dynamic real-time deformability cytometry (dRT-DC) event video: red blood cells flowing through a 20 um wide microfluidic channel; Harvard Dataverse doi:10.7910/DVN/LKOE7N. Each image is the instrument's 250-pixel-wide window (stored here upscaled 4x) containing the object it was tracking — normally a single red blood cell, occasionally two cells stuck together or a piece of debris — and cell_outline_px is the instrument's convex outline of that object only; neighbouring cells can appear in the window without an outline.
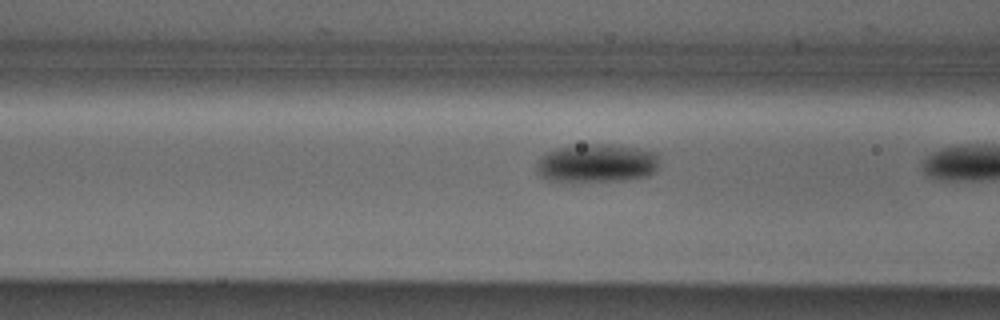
{"species": "Egyptian fruit bat (a non-hibernating species)", "species_latin": "Rousettus aegyptiacus", "temperature_condition": "cold", "stored_images_in_passage": 19, "camera_frame_rate_fps": 3000, "um_per_image_px": 0.085, "animal": {"sex": "male"}, "frame": {"image": 1, "passage_image": 18, "time_ms": 5.667, "image_size_px": [1000, 320], "cell_outline_px": [[660, 156], [656, 168], [648, 176], [624, 180], [548, 180], [540, 176], [536, 172], [536, 160], [544, 152], [568, 144], [612, 144], [640, 148], [656, 152]], "centroid_in_image_um": [50.68, 13.83], "position_along_channel_um": 115.9, "area_um2": 27.86}}